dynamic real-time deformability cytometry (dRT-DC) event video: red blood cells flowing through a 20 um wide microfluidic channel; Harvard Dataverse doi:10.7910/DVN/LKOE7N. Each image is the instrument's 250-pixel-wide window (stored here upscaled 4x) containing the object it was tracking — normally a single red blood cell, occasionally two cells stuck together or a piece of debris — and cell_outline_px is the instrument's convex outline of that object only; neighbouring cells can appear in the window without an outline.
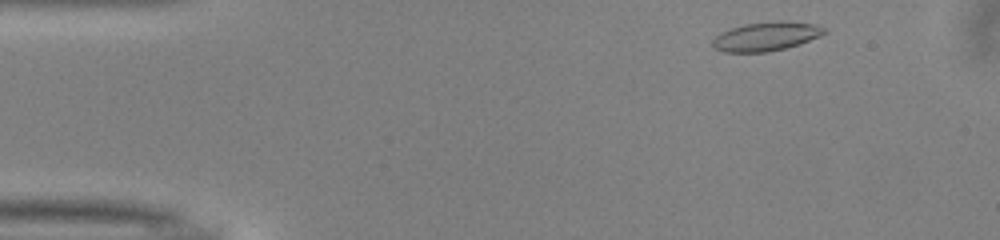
{"species": "common noctule bat (a hibernating species)", "species_latin": "Nyctalus noctula", "temperature_condition": "warm", "stored_images_in_passage": 11, "camera_frame_rate_fps": 3000, "um_per_image_px": 0.085, "animal": {"sex": "male", "body_mass_g": 13.0, "forearm_length_mm": 53.1}, "frame": {"image": 1, "passage_image": 2, "time_ms": 0.333, "image_size_px": [1000, 240], "cell_outline_px": [[828, 32], [820, 36], [800, 44], [768, 52], [724, 52], [712, 48], [712, 40], [716, 36], [732, 28], [744, 24], [780, 20], [816, 24], [828, 28]], "centroid_in_image_um": [65.17, 3.09], "position_along_channel_um": 19.8, "area_um2": 18.96}}